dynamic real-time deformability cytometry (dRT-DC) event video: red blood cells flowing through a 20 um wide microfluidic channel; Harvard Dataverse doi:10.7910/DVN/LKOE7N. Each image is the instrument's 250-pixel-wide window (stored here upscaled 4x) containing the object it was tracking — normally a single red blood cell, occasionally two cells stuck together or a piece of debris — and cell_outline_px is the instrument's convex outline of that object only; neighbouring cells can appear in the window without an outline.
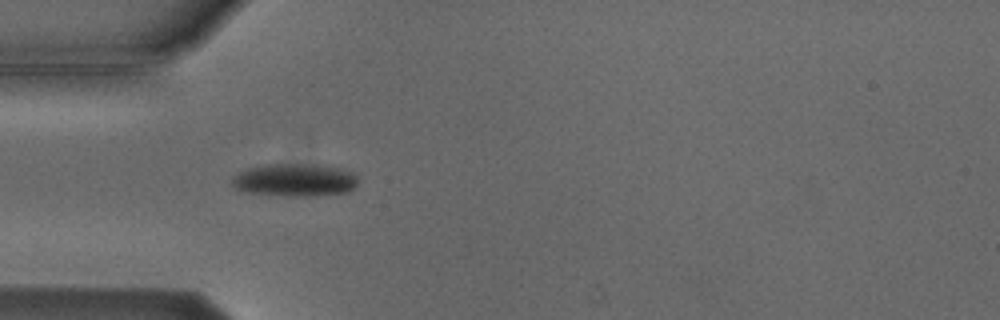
{"species": "Egyptian fruit bat (a non-hibernating species)", "species_latin": "Rousettus aegyptiacus", "temperature_condition": "cold", "stored_images_in_passage": 5, "camera_frame_rate_fps": 3000, "um_per_image_px": 0.085, "animal": {"sex": "male"}, "frame": {"image": 1, "passage_image": 4, "time_ms": 4.333, "image_size_px": [1000, 320], "cell_outline_px": [[356, 184], [348, 192], [316, 196], [288, 196], [248, 192], [236, 188], [232, 184], [232, 176], [248, 168], [268, 164], [300, 164], [340, 168], [352, 172], [356, 176]], "centroid_in_image_um": [25.05, 15.31], "position_along_channel_um": 60.0, "area_um2": 23.76}}